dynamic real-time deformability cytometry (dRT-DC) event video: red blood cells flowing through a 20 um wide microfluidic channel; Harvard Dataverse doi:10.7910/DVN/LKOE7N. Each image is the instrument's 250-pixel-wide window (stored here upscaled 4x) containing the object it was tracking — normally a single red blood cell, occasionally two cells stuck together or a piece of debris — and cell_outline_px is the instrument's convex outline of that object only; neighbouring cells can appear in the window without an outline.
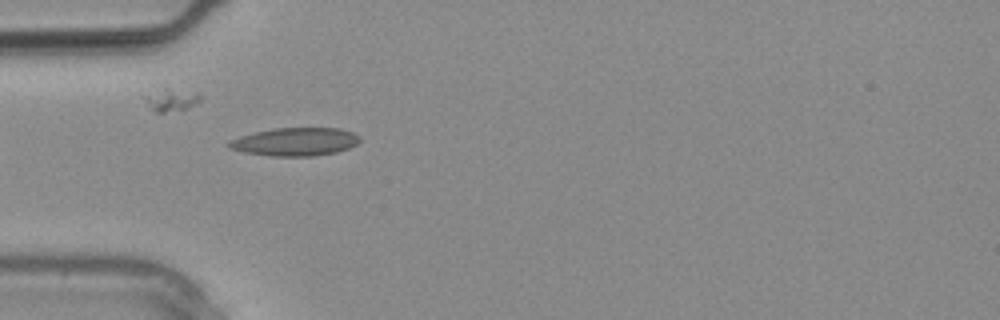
{"species": "common noctule bat (a hibernating species)", "species_latin": "Nyctalus noctula", "temperature_condition": "warm", "stored_images_in_passage": 1, "camera_frame_rate_fps": 3000, "um_per_image_px": 0.085, "animal": {"sex": "male", "body_mass_g": 20.4}, "frame": {"image": 1, "passage_image": 1, "time_ms": 0.0, "image_size_px": [1000, 320], "cell_outline_px": [[360, 140], [356, 144], [348, 148], [336, 152], [312, 156], [268, 156], [244, 152], [228, 148], [228, 140], [240, 136], [272, 128], [340, 128], [352, 132], [360, 136]], "centroid_in_image_um": [25.07, 12.05], "position_along_channel_um": 59.9, "area_um2": 21.5}}